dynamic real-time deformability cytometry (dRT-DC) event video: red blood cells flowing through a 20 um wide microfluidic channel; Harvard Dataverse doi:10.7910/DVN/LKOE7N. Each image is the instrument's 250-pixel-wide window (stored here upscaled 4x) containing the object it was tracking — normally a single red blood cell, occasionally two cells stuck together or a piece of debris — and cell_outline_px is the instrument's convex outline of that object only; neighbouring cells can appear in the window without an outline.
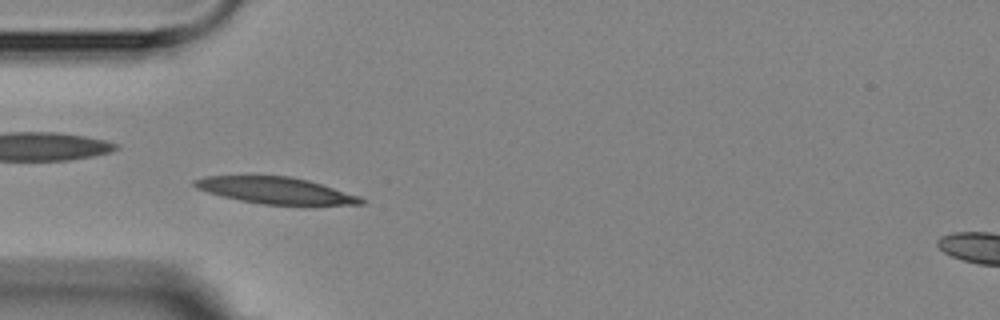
{"species": "Egyptian fruit bat (a non-hibernating species)", "species_latin": "Rousettus aegyptiacus", "temperature_condition": "room temperature", "stored_images_in_passage": 5, "camera_frame_rate_fps": 3000, "um_per_image_px": 0.085, "animal": {"sex": "female"}, "frame": {"image": 1, "passage_image": 4, "time_ms": 5.0, "image_size_px": [1000, 320], "cell_outline_px": [[368, 204], [264, 204], [240, 200], [208, 192], [196, 188], [192, 184], [192, 180], [208, 176], [288, 176], [308, 180], [360, 196], [368, 200]], "centroid_in_image_um": [23.45, 16.18], "position_along_channel_um": 61.5, "area_um2": 25.37}}